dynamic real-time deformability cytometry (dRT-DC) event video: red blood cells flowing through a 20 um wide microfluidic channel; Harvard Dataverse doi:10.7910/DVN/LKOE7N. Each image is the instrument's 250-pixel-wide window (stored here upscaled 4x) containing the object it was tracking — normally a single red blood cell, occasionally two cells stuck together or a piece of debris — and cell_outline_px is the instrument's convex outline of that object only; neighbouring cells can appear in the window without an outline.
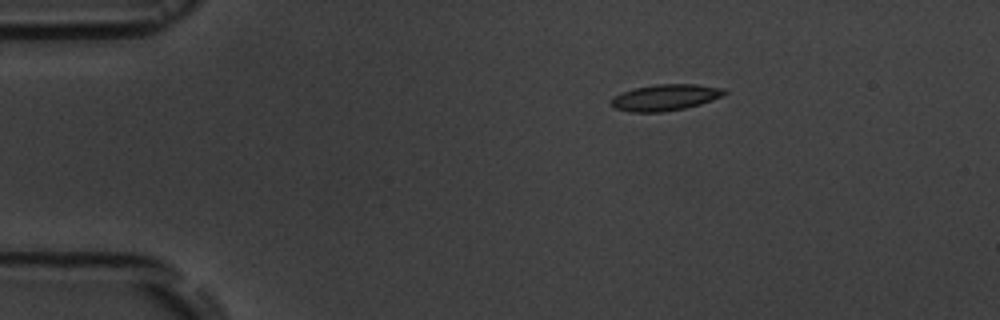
{"species": "common noctule bat (a hibernating species)", "species_latin": "Nyctalus noctula", "temperature_condition": "room temperature", "stored_images_in_passage": 3, "camera_frame_rate_fps": 3000, "um_per_image_px": 0.085, "animal": {"sex": "male", "body_mass_g": 19.5, "forearm_length_mm": 54.6}, "frame": {"image": 1, "passage_image": 1, "time_ms": 0.0, "image_size_px": [1000, 320], "cell_outline_px": [[728, 92], [712, 100], [700, 104], [684, 108], [664, 112], [632, 112], [612, 108], [608, 104], [616, 96], [632, 88], [656, 84], [696, 84], [724, 88]], "centroid_in_image_um": [56.53, 8.28], "position_along_channel_um": 28.5, "area_um2": 17.34}}